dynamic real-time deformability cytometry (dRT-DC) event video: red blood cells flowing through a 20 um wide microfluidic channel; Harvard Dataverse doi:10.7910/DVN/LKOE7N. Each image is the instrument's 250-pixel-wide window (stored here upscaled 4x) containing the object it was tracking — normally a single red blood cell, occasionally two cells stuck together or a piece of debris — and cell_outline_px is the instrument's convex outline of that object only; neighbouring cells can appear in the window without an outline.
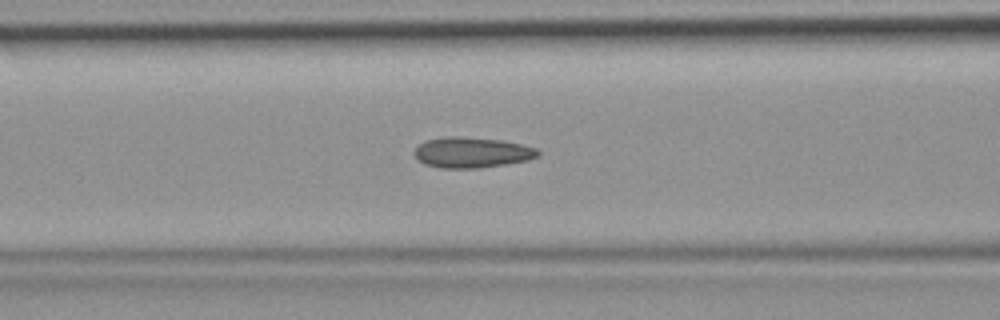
{"species": "common noctule bat (a hibernating species)", "species_latin": "Nyctalus noctula", "temperature_condition": "room temperature", "stored_images_in_passage": 36, "camera_frame_rate_fps": 3000, "um_per_image_px": 0.085, "animal": {"sex": "female", "body_mass_g": 19.9}, "frame": {"image": 1, "passage_image": 8, "time_ms": 2.333, "image_size_px": [1000, 320], "cell_outline_px": [[540, 152], [536, 156], [528, 160], [480, 168], [440, 168], [424, 164], [412, 152], [424, 140], [448, 136], [456, 136], [504, 140], [536, 148]], "centroid_in_image_um": [40.08, 12.95], "position_along_channel_um": 126.5, "area_um2": 21.96}}
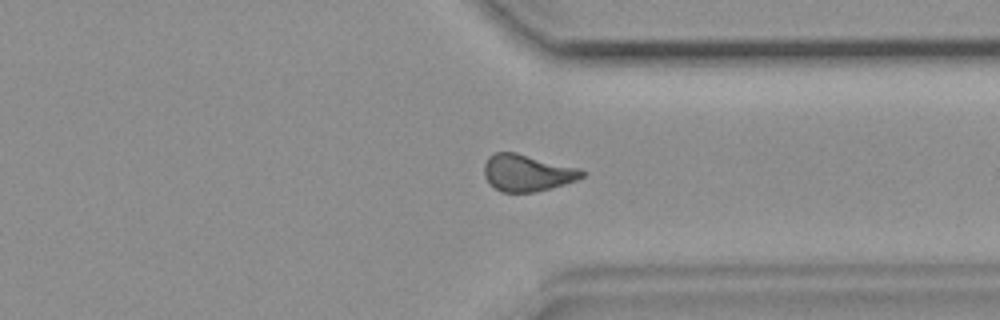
{"frame": {"image": 2, "passage_image": 25, "time_ms": 8.0, "image_size_px": [1000, 320], "cell_outline_px": [[588, 172], [584, 176], [576, 180], [564, 184], [532, 192], [500, 192], [488, 184], [484, 176], [484, 164], [488, 156], [496, 152], [516, 152], [580, 168]], "centroid_in_image_um": [44.79, 14.68], "position_along_channel_um": 366.6, "area_um2": 21.15}}
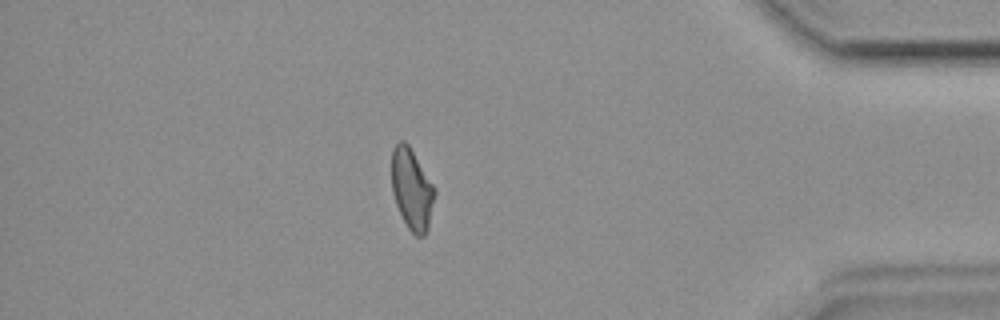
{"frame": {"image": 3, "passage_image": 30, "time_ms": 9.667, "image_size_px": [1000, 320], "cell_outline_px": [[436, 192], [428, 228], [424, 236], [416, 236], [408, 228], [396, 204], [392, 192], [392, 148], [400, 140], [404, 140], [408, 144], [436, 188]], "centroid_in_image_um": [35.01, 16.06], "position_along_channel_um": 400.2, "area_um2": 20.29}}